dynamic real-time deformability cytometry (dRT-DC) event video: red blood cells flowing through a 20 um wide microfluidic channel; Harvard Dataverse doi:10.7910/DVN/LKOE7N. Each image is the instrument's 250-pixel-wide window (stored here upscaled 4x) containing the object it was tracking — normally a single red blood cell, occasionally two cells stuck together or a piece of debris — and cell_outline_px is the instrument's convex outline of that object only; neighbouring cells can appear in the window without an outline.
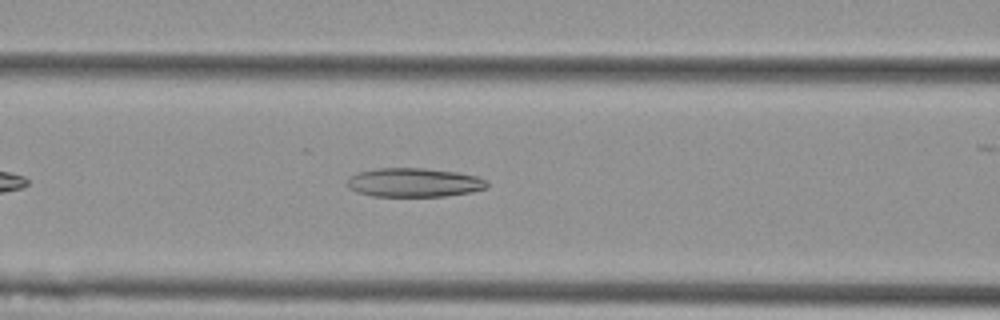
{"species": "Egyptian fruit bat (a non-hibernating species)", "species_latin": "Rousettus aegyptiacus", "temperature_condition": "cold", "stored_images_in_passage": 39, "camera_frame_rate_fps": 3000, "um_per_image_px": 0.085, "animal": {"sex": "female"}, "frame": {"image": 1, "passage_image": 10, "time_ms": 3.0, "image_size_px": [1000, 320], "cell_outline_px": [[488, 188], [472, 192], [444, 196], [372, 196], [356, 192], [348, 188], [348, 180], [356, 172], [376, 168], [424, 168], [456, 172], [476, 176], [488, 180]], "centroid_in_image_um": [35.21, 15.51], "position_along_channel_um": 131.4, "area_um2": 23.7}}
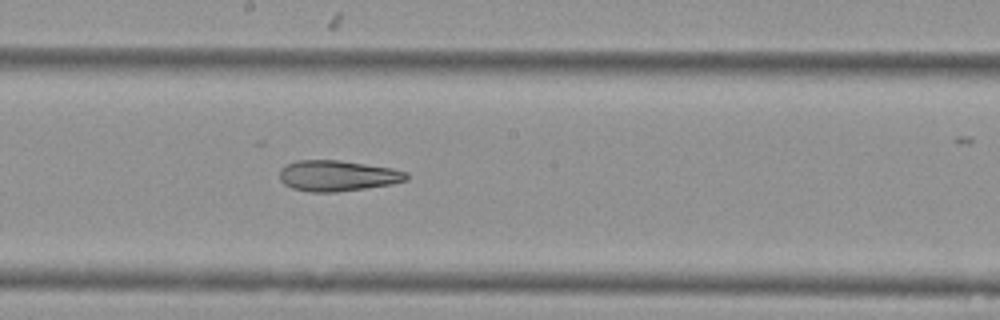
{"frame": {"image": 2, "passage_image": 17, "time_ms": 5.333, "image_size_px": [1000, 320], "cell_outline_px": [[408, 180], [388, 184], [364, 188], [336, 192], [308, 192], [292, 188], [284, 184], [280, 180], [280, 168], [284, 164], [296, 160], [340, 160], [392, 168], [408, 172]], "centroid_in_image_um": [28.64, 14.93], "position_along_channel_um": 219.6, "area_um2": 22.83}}
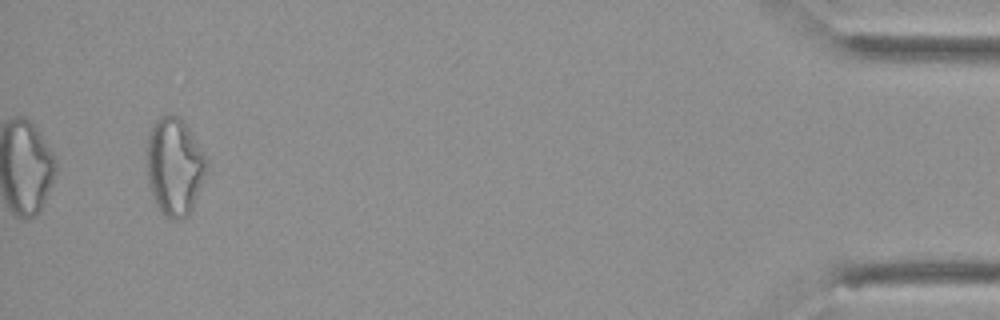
{"frame": {"image": 3, "passage_image": 39, "time_ms": 12.667, "image_size_px": [1000, 320], "cell_outline_px": [[208, 160], [192, 208], [180, 220], [168, 220], [160, 212], [152, 196], [148, 184], [144, 164], [148, 136], [152, 124], [160, 116], [168, 112], [180, 116], [188, 128]], "centroid_in_image_um": [14.75, 14.12], "position_along_channel_um": 420.5, "area_um2": 34.33}, "authors_computed_cell_mechanics": {"area_um2": 24.854, "velocity_mm_per_s": 3.7856, "shape_relaxation_time_tau1_ms": null, "shape_relaxation_time_tau2_ms": 7.3762, "deformation_change_tau1": null, "deformation_change_tau2": 0.2116}}